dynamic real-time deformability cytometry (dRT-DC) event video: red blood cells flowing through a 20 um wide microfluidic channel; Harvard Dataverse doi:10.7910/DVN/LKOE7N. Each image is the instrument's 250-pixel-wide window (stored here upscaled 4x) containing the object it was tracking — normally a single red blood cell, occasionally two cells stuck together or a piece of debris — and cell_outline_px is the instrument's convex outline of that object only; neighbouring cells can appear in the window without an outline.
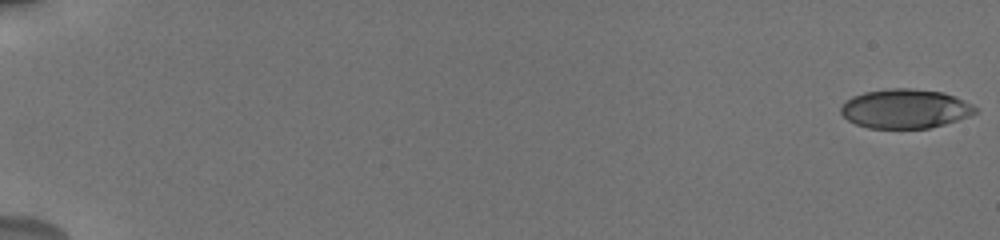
{"species": "human", "species_latin": "Homo sapiens", "temperature_condition": "cold", "stored_images_in_passage": 68, "camera_frame_rate_fps": 3000, "um_per_image_px": 0.085, "donor": {"sex": "male"}, "frame": {"image": 1, "passage_image": 1, "time_ms": 0.0, "image_size_px": [1000, 240], "cell_outline_px": [[976, 112], [968, 116], [944, 124], [928, 128], [868, 128], [856, 124], [848, 120], [840, 112], [840, 108], [844, 100], [852, 96], [864, 92], [888, 88], [912, 88], [944, 92], [972, 104], [976, 108]], "centroid_in_image_um": [76.89, 9.23], "position_along_channel_um": 8.1, "area_um2": 30.75}}
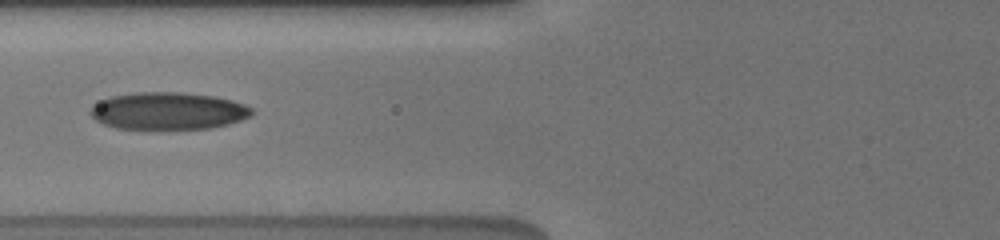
{"frame": {"image": 2, "passage_image": 32, "time_ms": 8.0, "image_size_px": [1000, 240], "cell_outline_px": [[256, 112], [252, 116], [228, 124], [212, 128], [116, 128], [104, 124], [96, 120], [88, 112], [92, 104], [100, 100], [112, 96], [136, 92], [180, 92], [216, 96], [232, 100], [244, 104], [252, 108]], "centroid_in_image_um": [14.3, 9.41], "position_along_channel_um": 111.5, "area_um2": 35.14}}
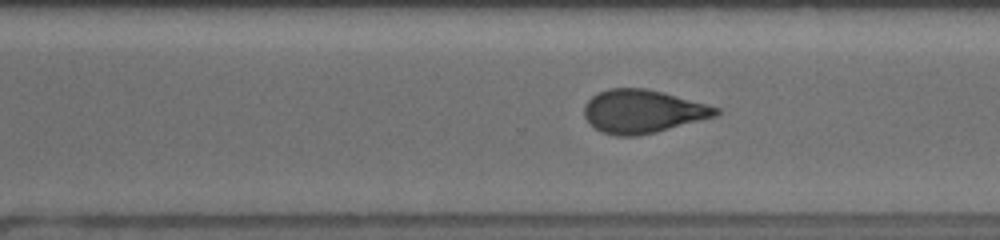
{"frame": {"image": 3, "passage_image": 56, "time_ms": 13.333, "image_size_px": [1000, 240], "cell_outline_px": [[720, 112], [716, 116], [656, 132], [636, 136], [616, 136], [604, 132], [596, 128], [584, 116], [584, 104], [592, 96], [608, 88], [644, 88], [664, 92], [708, 104], [720, 108]], "centroid_in_image_um": [54.65, 9.46], "position_along_channel_um": 316.0, "area_um2": 33.12}, "authors_computed_cell_mechanics": {"area_um2": 33.1194, "velocity_mm_per_s": 3.8341, "shape_relaxation_time_tau1_ms": 5.6508, "shape_relaxation_time_tau2_ms": 2.1263, "deformation_change_tau1": 0.165, "deformation_change_tau2": 0.0952}}